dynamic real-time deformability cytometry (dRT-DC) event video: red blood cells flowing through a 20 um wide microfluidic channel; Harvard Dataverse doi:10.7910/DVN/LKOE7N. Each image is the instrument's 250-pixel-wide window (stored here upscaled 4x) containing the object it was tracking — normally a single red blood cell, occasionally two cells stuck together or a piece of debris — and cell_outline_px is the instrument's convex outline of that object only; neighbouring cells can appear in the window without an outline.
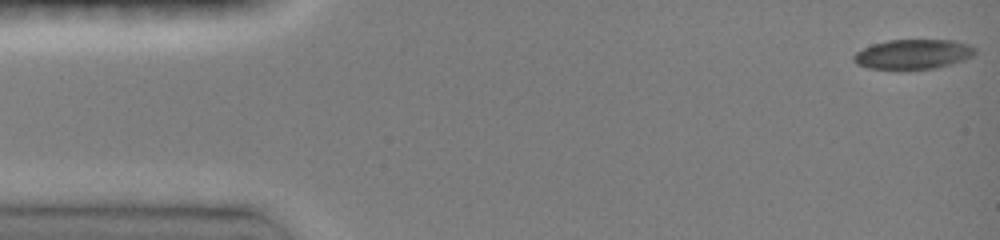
{"species": "common noctule bat (a hibernating species)", "species_latin": "Nyctalus noctula", "temperature_condition": "room temperature", "stored_images_in_passage": 5, "camera_frame_rate_fps": 3000, "um_per_image_px": 0.085, "animal": {"sex": "female", "body_mass_g": 19.0, "forearm_length_mm": 51.5}, "frame": {"image": 1, "passage_image": 1, "time_ms": 0.0, "image_size_px": [1000, 240], "cell_outline_px": [[976, 52], [972, 56], [964, 60], [936, 68], [868, 68], [856, 64], [852, 60], [852, 56], [856, 52], [872, 44], [888, 40], [952, 40], [968, 44], [976, 48]], "centroid_in_image_um": [77.61, 4.59], "position_along_channel_um": 7.4, "area_um2": 20.81}}
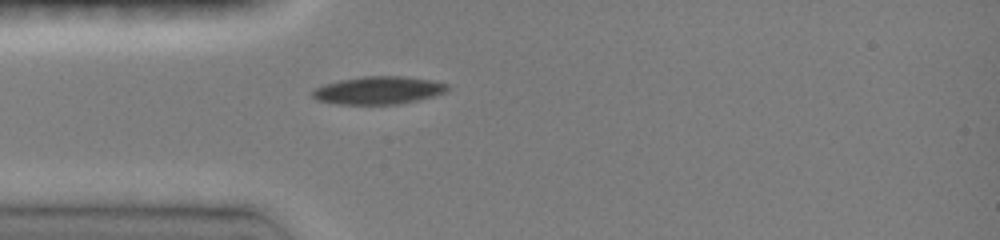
{"frame": {"image": 2, "passage_image": 5, "time_ms": 4.0, "image_size_px": [1000, 240], "cell_outline_px": [[448, 88], [444, 92], [432, 96], [400, 104], [340, 104], [316, 100], [312, 96], [312, 92], [316, 88], [324, 84], [340, 80], [364, 76], [404, 76], [432, 80], [448, 84]], "centroid_in_image_um": [32.15, 7.67], "position_along_channel_um": 52.8, "area_um2": 21.68}}